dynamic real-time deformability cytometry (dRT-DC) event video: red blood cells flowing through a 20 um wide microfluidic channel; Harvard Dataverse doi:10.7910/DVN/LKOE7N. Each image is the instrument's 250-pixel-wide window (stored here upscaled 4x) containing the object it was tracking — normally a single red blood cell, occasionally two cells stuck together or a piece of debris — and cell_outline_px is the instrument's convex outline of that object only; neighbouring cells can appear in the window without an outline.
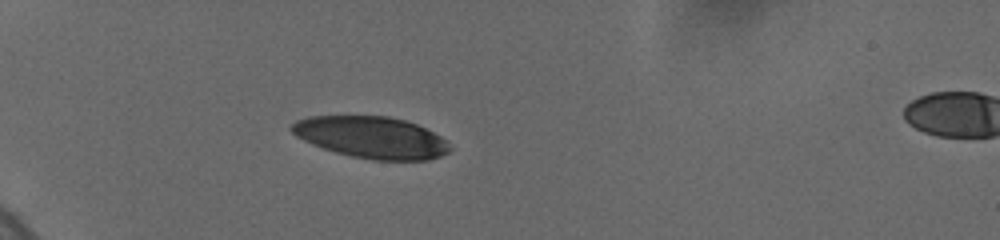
{"species": "human", "species_latin": "Homo sapiens", "temperature_condition": "cold", "stored_images_in_passage": 6, "camera_frame_rate_fps": 3000, "um_per_image_px": 0.085, "donor": {"sex": "female"}, "frame": {"image": 1, "passage_image": 4, "time_ms": 2.333, "image_size_px": [1000, 240], "cell_outline_px": [[452, 148], [448, 152], [440, 156], [428, 160], [372, 160], [352, 156], [336, 152], [312, 144], [296, 136], [288, 128], [296, 120], [308, 116], [388, 116], [404, 120], [416, 124], [440, 136]], "centroid_in_image_um": [31.55, 11.67], "position_along_channel_um": 53.5, "area_um2": 38.26}}